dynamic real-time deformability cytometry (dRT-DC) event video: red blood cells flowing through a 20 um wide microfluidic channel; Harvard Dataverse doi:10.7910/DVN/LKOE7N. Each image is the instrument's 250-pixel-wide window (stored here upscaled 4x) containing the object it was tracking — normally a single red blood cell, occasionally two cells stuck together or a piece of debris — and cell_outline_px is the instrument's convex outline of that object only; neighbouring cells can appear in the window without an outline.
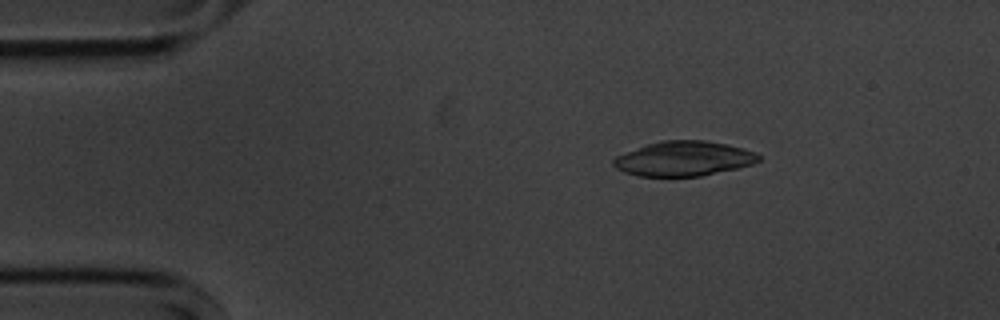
{"species": "common noctule bat (a hibernating species)", "species_latin": "Nyctalus noctula", "temperature_condition": "cold", "stored_images_in_passage": 54, "camera_frame_rate_fps": 3000, "um_per_image_px": 0.085, "animal": {"sex": "male", "body_mass_g": 20.1, "forearm_length_mm": 53.5}, "frame": {"image": 1, "passage_image": 8, "time_ms": 2.333, "image_size_px": [1000, 320], "cell_outline_px": [[760, 160], [752, 164], [736, 168], [700, 176], [640, 176], [624, 172], [616, 168], [612, 164], [612, 160], [616, 156], [648, 144], [664, 140], [704, 140], [744, 148], [756, 152], [760, 156]], "centroid_in_image_um": [58.12, 13.48], "position_along_channel_um": 26.9, "area_um2": 29.13}}